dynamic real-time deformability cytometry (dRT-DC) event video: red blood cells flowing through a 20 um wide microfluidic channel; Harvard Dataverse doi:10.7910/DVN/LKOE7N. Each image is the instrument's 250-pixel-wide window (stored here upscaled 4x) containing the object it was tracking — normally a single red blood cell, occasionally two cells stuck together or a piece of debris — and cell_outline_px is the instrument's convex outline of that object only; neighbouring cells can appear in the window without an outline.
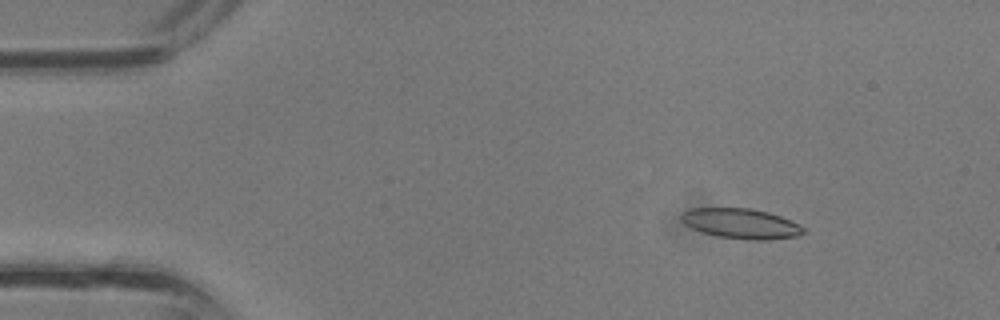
{"species": "common noctule bat (a hibernating species)", "species_latin": "Nyctalus noctula", "temperature_condition": "room temperature", "stored_images_in_passage": 37, "camera_frame_rate_fps": 3000, "um_per_image_px": 0.085, "animal": {"sex": "male", "body_mass_g": 13.3}, "frame": {"image": 1, "passage_image": 5, "time_ms": 1.333, "image_size_px": [1000, 320], "cell_outline_px": [[808, 232], [796, 236], [768, 240], [748, 240], [720, 236], [704, 232], [692, 228], [684, 224], [680, 220], [680, 216], [684, 212], [692, 208], [752, 208], [768, 212], [792, 220], [800, 224]], "centroid_in_image_um": [63.03, 19.0], "position_along_channel_um": 22.0, "area_um2": 21.5}}
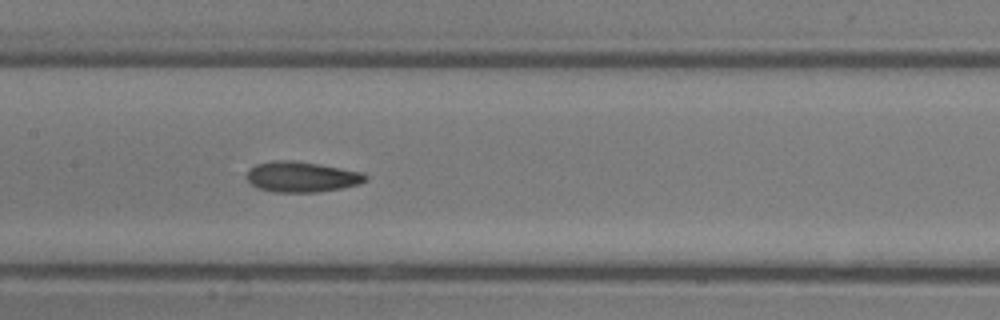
{"frame": {"image": 2, "passage_image": 18, "time_ms": 5.667, "image_size_px": [1000, 320], "cell_outline_px": [[368, 180], [360, 184], [320, 192], [272, 192], [260, 188], [252, 184], [248, 180], [248, 168], [256, 164], [272, 160], [292, 160], [320, 164], [364, 172], [368, 176]], "centroid_in_image_um": [25.68, 15.02], "position_along_channel_um": 181.7, "area_um2": 21.27}}
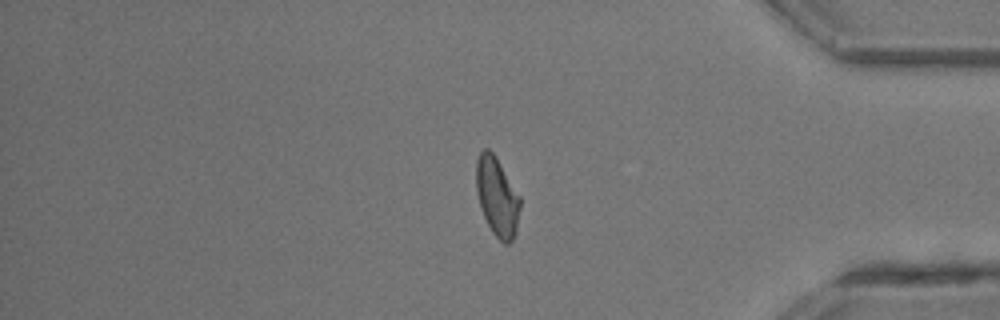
{"frame": {"image": 3, "passage_image": 31, "time_ms": 10.0, "image_size_px": [1000, 320], "cell_outline_px": [[520, 208], [516, 232], [512, 240], [508, 244], [504, 244], [492, 232], [484, 216], [476, 192], [476, 160], [480, 152], [484, 148], [488, 148], [496, 156], [520, 196]], "centroid_in_image_um": [42.25, 16.7], "position_along_channel_um": 392.9, "area_um2": 20.17}}